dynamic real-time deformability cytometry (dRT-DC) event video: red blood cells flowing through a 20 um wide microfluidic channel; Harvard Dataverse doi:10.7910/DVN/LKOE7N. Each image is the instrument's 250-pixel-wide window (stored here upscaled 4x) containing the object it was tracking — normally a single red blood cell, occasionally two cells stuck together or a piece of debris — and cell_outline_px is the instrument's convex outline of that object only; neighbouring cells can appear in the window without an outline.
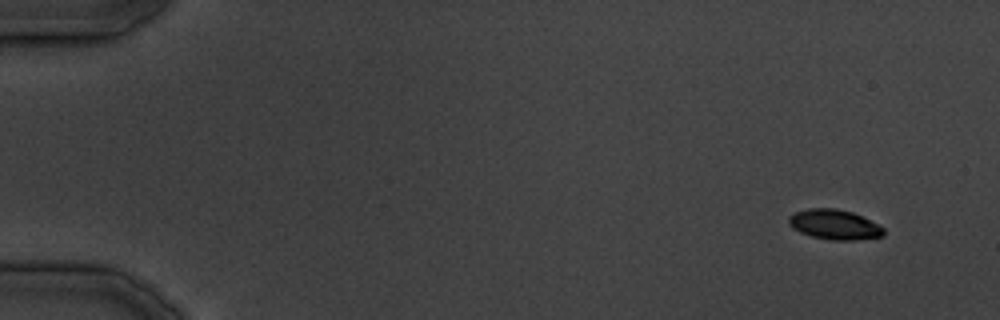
{"species": "common noctule bat (a hibernating species)", "species_latin": "Nyctalus noctula", "temperature_condition": "cold", "stored_images_in_passage": 9, "camera_frame_rate_fps": 3000, "um_per_image_px": 0.085, "animal": {"sex": "male", "body_mass_g": 19.5, "forearm_length_mm": 54.6}, "frame": {"image": 1, "passage_image": 1, "time_ms": 0.0, "image_size_px": [1000, 320], "cell_outline_px": [[884, 236], [856, 240], [832, 240], [812, 236], [800, 232], [792, 228], [788, 224], [788, 216], [796, 212], [808, 208], [836, 208], [852, 212], [880, 224], [884, 228]], "centroid_in_image_um": [70.94, 19.08], "position_along_channel_um": 14.1, "area_um2": 16.7}}